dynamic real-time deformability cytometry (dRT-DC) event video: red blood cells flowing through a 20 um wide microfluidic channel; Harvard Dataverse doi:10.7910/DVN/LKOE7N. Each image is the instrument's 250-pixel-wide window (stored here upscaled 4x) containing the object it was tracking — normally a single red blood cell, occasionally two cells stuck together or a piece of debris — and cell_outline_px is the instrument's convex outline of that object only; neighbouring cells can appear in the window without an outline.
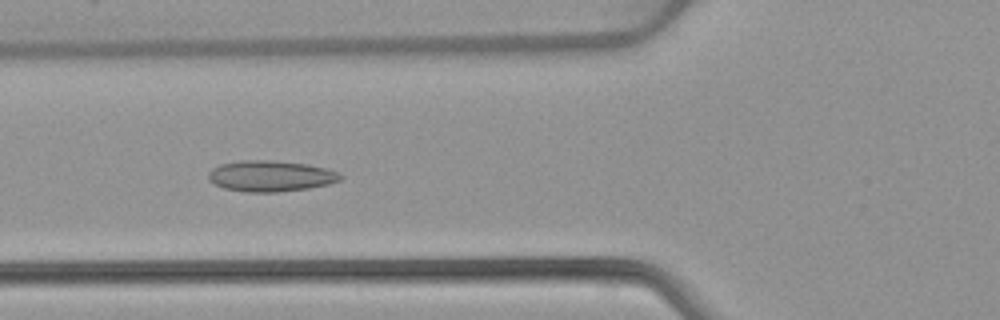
{"species": "common noctule bat (a hibernating species)", "species_latin": "Nyctalus noctula", "temperature_condition": "warm", "stored_images_in_passage": 53, "camera_frame_rate_fps": 3000, "um_per_image_px": 0.085, "animal": {"sex": "female", "body_mass_g": 22.7, "forearm_length_mm": 54.2}, "frame": {"image": 1, "passage_image": 20, "time_ms": 6.333, "image_size_px": [1000, 320], "cell_outline_px": [[344, 176], [340, 180], [328, 184], [308, 188], [276, 192], [244, 192], [224, 188], [208, 180], [208, 172], [212, 168], [220, 164], [240, 160], [268, 160], [308, 164], [340, 172]], "centroid_in_image_um": [22.99, 14.96], "position_along_channel_um": 102.8, "area_um2": 23.87}}
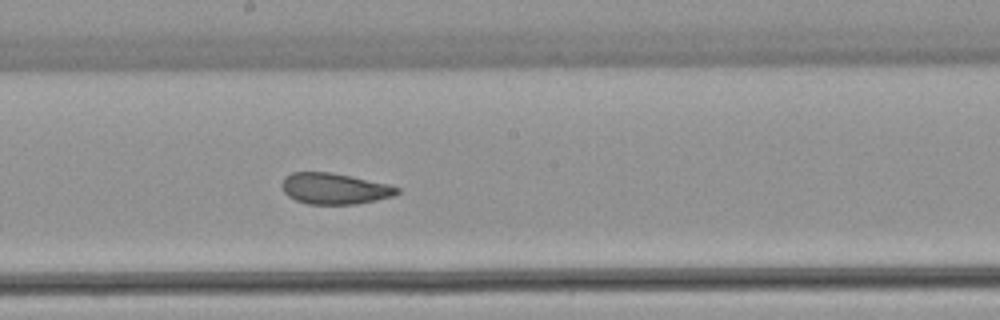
{"frame": {"image": 2, "passage_image": 29, "time_ms": 9.333, "image_size_px": [1000, 320], "cell_outline_px": [[400, 192], [392, 196], [376, 200], [356, 204], [308, 204], [296, 200], [288, 196], [284, 192], [280, 184], [284, 176], [292, 172], [332, 172], [388, 184], [400, 188]], "centroid_in_image_um": [28.4, 16.03], "position_along_channel_um": 219.8, "area_um2": 20.92}}
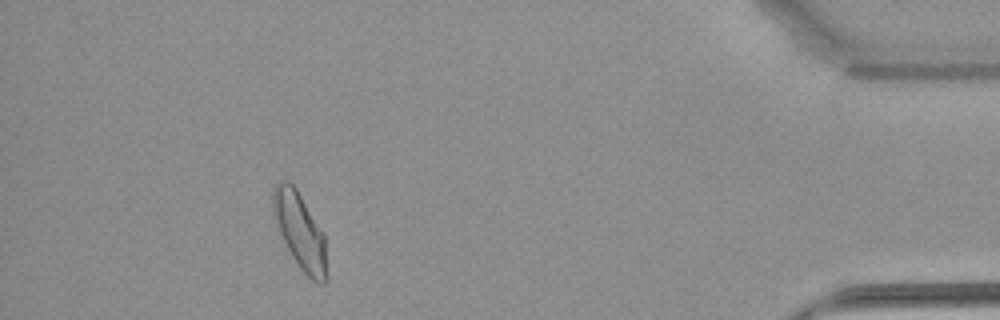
{"frame": {"image": 3, "passage_image": 48, "time_ms": 15.667, "image_size_px": [1000, 320], "cell_outline_px": [[328, 280], [324, 284], [316, 284], [300, 268], [292, 256], [280, 232], [272, 212], [272, 188], [280, 180], [288, 180], [296, 188], [324, 232], [328, 276]], "centroid_in_image_um": [25.52, 19.65], "position_along_channel_um": 409.7, "area_um2": 24.1}, "authors_computed_cell_mechanics": {"area_um2": 22.8888, "velocity_mm_per_s": 3.8988, "shape_relaxation_time_tau1_ms": null, "shape_relaxation_time_tau2_ms": 1.0822, "deformation_change_tau1": null, "deformation_change_tau2": 0.0756}}